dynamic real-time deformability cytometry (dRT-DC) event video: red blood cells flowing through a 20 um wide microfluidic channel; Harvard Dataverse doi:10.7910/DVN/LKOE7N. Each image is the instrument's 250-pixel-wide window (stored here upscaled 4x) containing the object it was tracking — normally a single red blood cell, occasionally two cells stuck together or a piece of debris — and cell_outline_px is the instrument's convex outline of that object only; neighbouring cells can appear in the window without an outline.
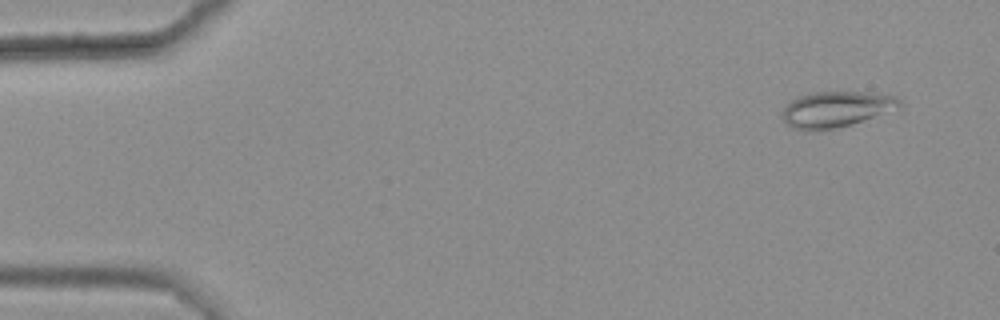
{"species": "common noctule bat (a hibernating species)", "species_latin": "Nyctalus noctula", "temperature_condition": "warm", "stored_images_in_passage": 6, "camera_frame_rate_fps": 3000, "um_per_image_px": 0.085, "animal": {"sex": "female", "body_mass_g": 25.1}, "frame": {"image": 1, "passage_image": 2, "time_ms": 0.333, "image_size_px": [1000, 320], "cell_outline_px": [[904, 104], [900, 108], [852, 124], [832, 128], [808, 132], [792, 128], [780, 116], [780, 112], [788, 100], [796, 96], [812, 92], [876, 92], [896, 96]], "centroid_in_image_um": [71.04, 9.27], "position_along_channel_um": 14.0, "area_um2": 25.09}}